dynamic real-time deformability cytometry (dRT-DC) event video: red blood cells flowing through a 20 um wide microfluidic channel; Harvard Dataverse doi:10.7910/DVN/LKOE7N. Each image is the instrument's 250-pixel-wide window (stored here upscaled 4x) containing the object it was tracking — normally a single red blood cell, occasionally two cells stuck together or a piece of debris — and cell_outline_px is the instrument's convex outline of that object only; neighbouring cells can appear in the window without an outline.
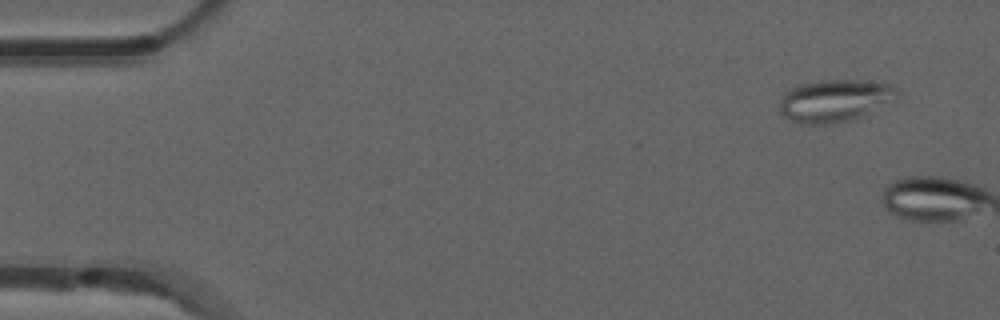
{"species": "common noctule bat (a hibernating species)", "species_latin": "Nyctalus noctula", "temperature_condition": "room temperature", "stored_images_in_passage": 8, "camera_frame_rate_fps": 3000, "um_per_image_px": 0.085, "animal": {"sex": "male", "forearm_length_mm": 52.5}, "frame": {"image": 1, "passage_image": 1, "time_ms": 0.0, "image_size_px": [1000, 320], "cell_outline_px": [[900, 96], [896, 100], [852, 120], [832, 124], [800, 124], [784, 116], [780, 112], [780, 96], [784, 92], [800, 84], [816, 80], [860, 80], [896, 84], [900, 88]], "centroid_in_image_um": [71.01, 8.54], "position_along_channel_um": 14.0, "area_um2": 29.65}}
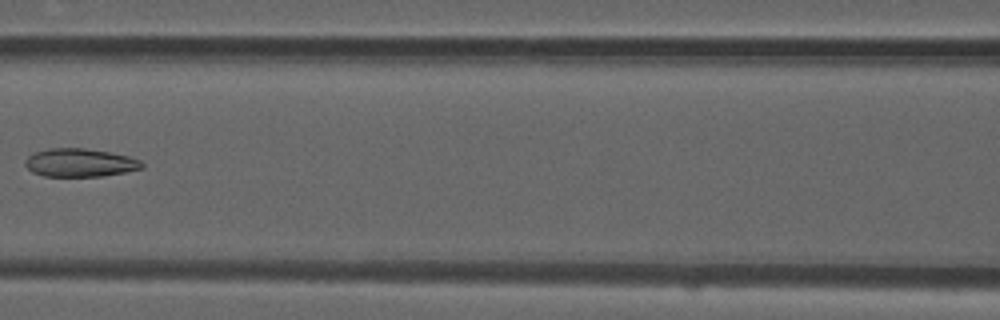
{"frame": {"image": 2, "passage_image": 7, "time_ms": 2.0, "image_size_px": [1000, 320], "cell_outline_px": [[144, 168], [104, 176], [44, 176], [32, 172], [24, 164], [24, 160], [28, 156], [36, 152], [48, 148], [84, 148], [108, 152], [128, 156], [140, 160], [144, 164]], "centroid_in_image_um": [6.79, 13.83], "position_along_channel_um": 159.8, "area_um2": 19.19}}
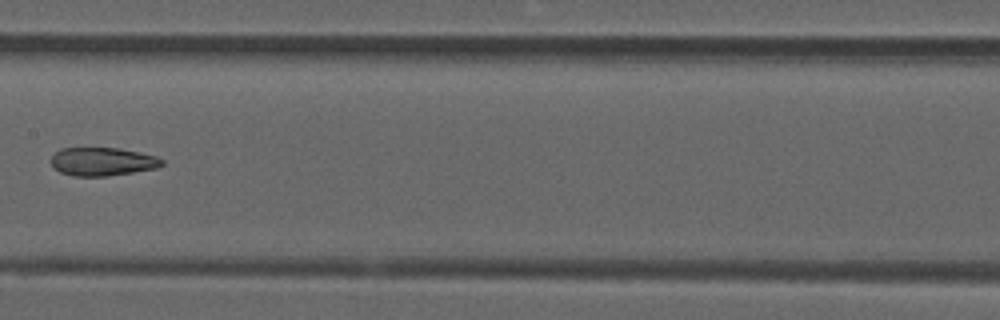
{"frame": {"image": 3, "passage_image": 8, "time_ms": 2.333, "image_size_px": [1000, 320], "cell_outline_px": [[164, 164], [156, 168], [108, 176], [72, 176], [60, 172], [52, 168], [52, 156], [60, 148], [120, 148], [140, 152], [156, 156], [164, 160]], "centroid_in_image_um": [8.71, 13.73], "position_along_channel_um": 198.7, "area_um2": 18.38}}